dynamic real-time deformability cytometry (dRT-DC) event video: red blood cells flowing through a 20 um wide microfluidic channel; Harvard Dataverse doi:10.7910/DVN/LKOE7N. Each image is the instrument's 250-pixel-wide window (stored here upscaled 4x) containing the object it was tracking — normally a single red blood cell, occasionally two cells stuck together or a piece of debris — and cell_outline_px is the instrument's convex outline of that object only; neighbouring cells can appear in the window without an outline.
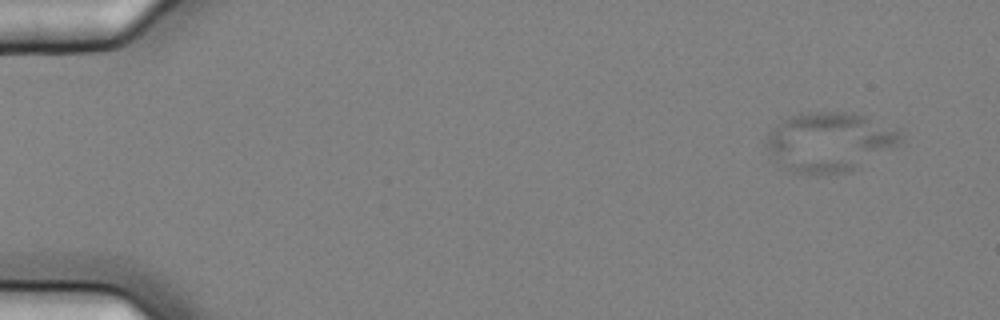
{"species": "common noctule bat (a hibernating species)", "species_latin": "Nyctalus noctula", "temperature_condition": "cold", "stored_images_in_passage": 6, "camera_frame_rate_fps": 3000, "um_per_image_px": 0.085, "animal": {"sex": "female", "body_mass_g": 25.1}, "frame": {"image": 1, "passage_image": 1, "time_ms": 0.0, "image_size_px": [1000, 320], "cell_outline_px": [[904, 140], [848, 172], [820, 176], [816, 176], [796, 172], [788, 168], [768, 148], [764, 140], [776, 124], [788, 116], [800, 112], [844, 112], [864, 116], [900, 128], [904, 136]], "centroid_in_image_um": [70.54, 12.03], "position_along_channel_um": 14.5, "area_um2": 46.01}}